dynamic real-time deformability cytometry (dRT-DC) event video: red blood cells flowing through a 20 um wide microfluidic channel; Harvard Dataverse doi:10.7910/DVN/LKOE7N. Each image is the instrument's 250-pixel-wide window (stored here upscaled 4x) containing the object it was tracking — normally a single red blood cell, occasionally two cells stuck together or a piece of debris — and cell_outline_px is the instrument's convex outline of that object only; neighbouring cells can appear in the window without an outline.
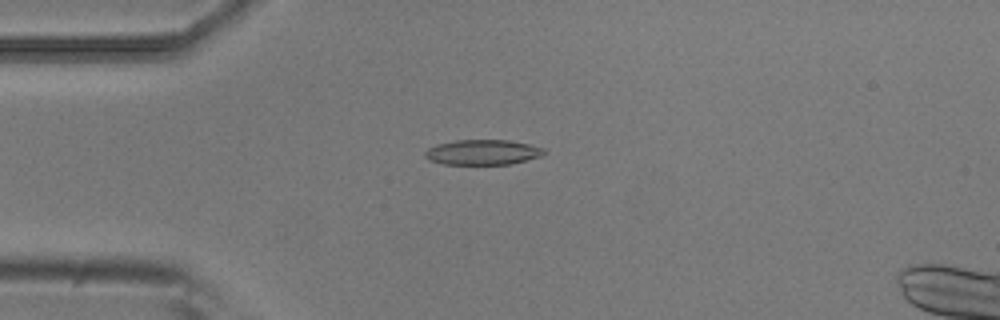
{"species": "common noctule bat (a hibernating species)", "species_latin": "Nyctalus noctula", "temperature_condition": "room temperature", "stored_images_in_passage": 8, "camera_frame_rate_fps": 3000, "um_per_image_px": 0.085, "animal": {"sex": "male", "body_mass_g": 20.5, "forearm_length_mm": 52.5}, "frame": {"image": 1, "passage_image": 2, "time_ms": 0.333, "image_size_px": [1000, 320], "cell_outline_px": [[544, 152], [540, 156], [508, 164], [444, 164], [428, 160], [424, 156], [424, 152], [428, 148], [436, 144], [456, 140], [508, 140], [528, 144], [544, 148]], "centroid_in_image_um": [40.96, 12.93], "position_along_channel_um": 44.0, "area_um2": 17.28}}
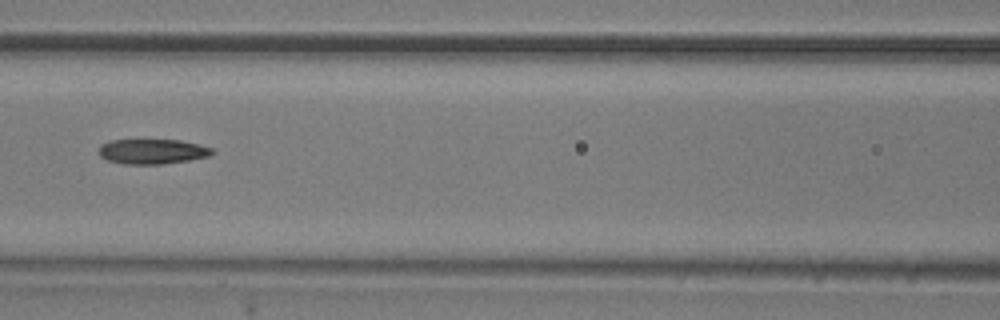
{"frame": {"image": 2, "passage_image": 5, "time_ms": 1.333, "image_size_px": [1000, 320], "cell_outline_px": [[216, 152], [208, 156], [188, 160], [160, 164], [124, 164], [108, 160], [100, 156], [100, 144], [108, 140], [180, 140], [200, 144], [212, 148]], "centroid_in_image_um": [12.96, 12.87], "position_along_channel_um": 153.6, "area_um2": 16.47}}
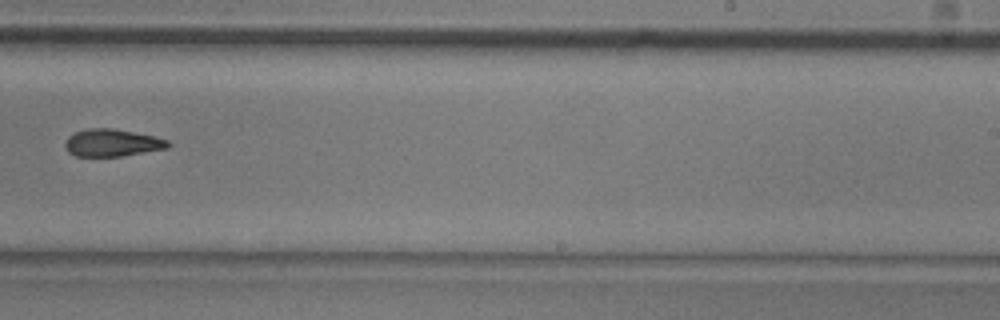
{"frame": {"image": 3, "passage_image": 8, "time_ms": 2.333, "image_size_px": [1000, 320], "cell_outline_px": [[172, 144], [168, 148], [120, 156], [76, 156], [68, 152], [64, 144], [68, 136], [72, 132], [88, 128], [112, 128], [152, 136], [168, 140]], "centroid_in_image_um": [9.5, 12.13], "position_along_channel_um": 279.5, "area_um2": 16.36}}